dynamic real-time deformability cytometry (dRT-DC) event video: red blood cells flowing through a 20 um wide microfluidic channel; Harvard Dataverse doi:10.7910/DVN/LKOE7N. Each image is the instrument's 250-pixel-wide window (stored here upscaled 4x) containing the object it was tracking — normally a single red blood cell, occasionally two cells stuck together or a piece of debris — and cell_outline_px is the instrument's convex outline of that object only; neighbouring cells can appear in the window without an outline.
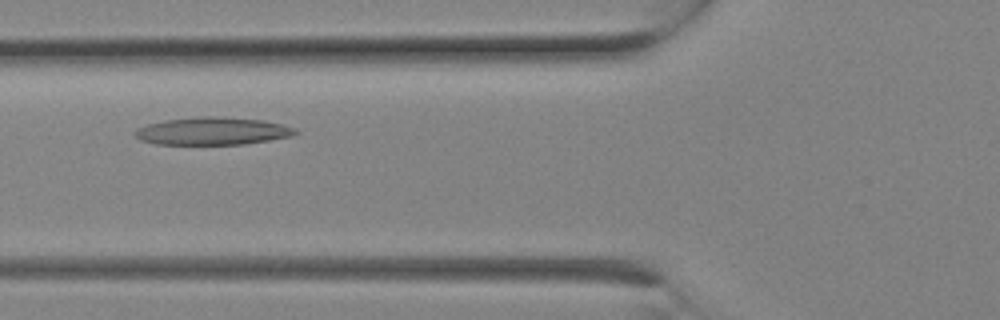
{"species": "Egyptian fruit bat (a non-hibernating species)", "species_latin": "Rousettus aegyptiacus", "temperature_condition": "room temperature", "stored_images_in_passage": 4, "camera_frame_rate_fps": 3000, "um_per_image_px": 0.085, "animal": {"sex": "female"}, "frame": {"image": 1, "passage_image": 4, "time_ms": 1.0, "image_size_px": [1000, 320], "cell_outline_px": [[300, 132], [292, 136], [244, 144], [156, 144], [140, 140], [132, 132], [136, 128], [148, 124], [164, 120], [204, 116], [216, 116], [264, 120], [284, 124], [296, 128]], "centroid_in_image_um": [18.08, 11.13], "position_along_channel_um": 107.7, "area_um2": 25.95}}